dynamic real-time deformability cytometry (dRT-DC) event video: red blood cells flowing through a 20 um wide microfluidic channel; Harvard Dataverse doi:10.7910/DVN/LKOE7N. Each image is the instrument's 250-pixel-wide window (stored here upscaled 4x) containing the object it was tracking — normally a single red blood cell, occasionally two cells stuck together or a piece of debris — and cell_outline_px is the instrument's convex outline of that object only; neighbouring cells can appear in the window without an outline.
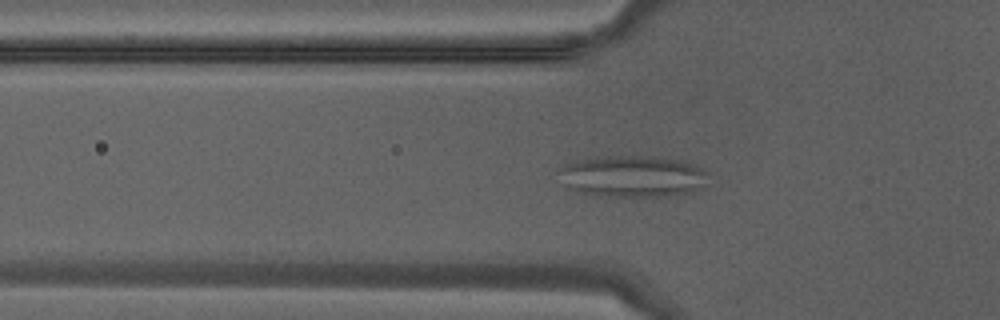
{"species": "Egyptian fruit bat (a non-hibernating species)", "species_latin": "Rousettus aegyptiacus", "temperature_condition": "warm", "stored_images_in_passage": 39, "camera_frame_rate_fps": 3000, "um_per_image_px": 0.085, "animal": {"sex": "male"}, "frame": {"image": 1, "passage_image": 12, "time_ms": 3.667, "image_size_px": [1000, 320], "cell_outline_px": [[708, 172], [704, 184], [692, 192], [664, 196], [616, 196], [584, 192], [572, 188], [568, 184], [560, 168], [564, 164], [584, 160], [608, 156], [640, 156], [680, 160], [692, 164]], "centroid_in_image_um": [53.88, 14.98], "position_along_channel_um": 71.9, "area_um2": 34.74}}
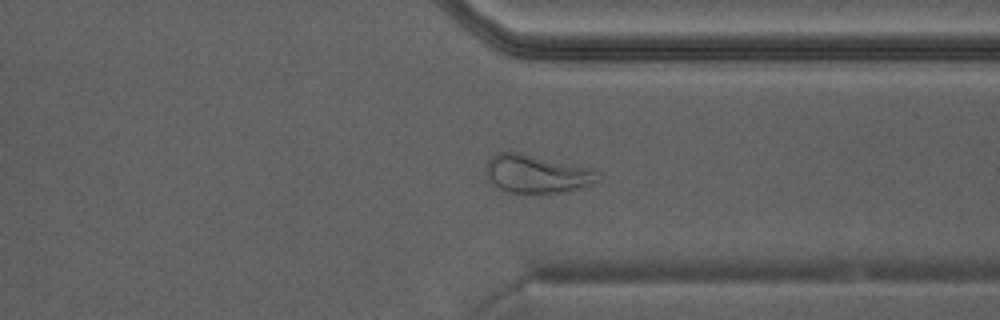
{"frame": {"image": 2, "passage_image": 30, "time_ms": 9.667, "image_size_px": [1000, 320], "cell_outline_px": [[600, 180], [584, 188], [564, 192], [540, 196], [508, 192], [500, 188], [488, 180], [484, 172], [484, 168], [488, 160], [496, 152], [520, 152], [588, 168], [596, 172], [600, 176]], "centroid_in_image_um": [45.59, 14.83], "position_along_channel_um": 365.8, "area_um2": 25.66}}
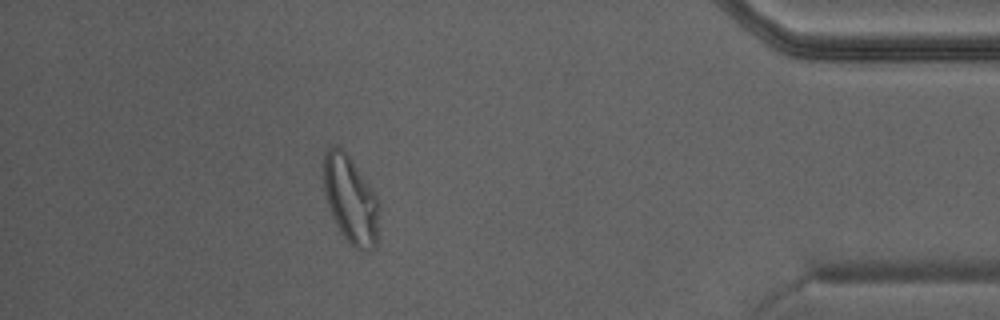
{"frame": {"image": 3, "passage_image": 35, "time_ms": 11.333, "image_size_px": [1000, 320], "cell_outline_px": [[380, 208], [376, 248], [368, 252], [364, 252], [348, 244], [340, 232], [332, 216], [324, 192], [324, 152], [328, 148], [336, 144], [348, 156], [380, 200]], "centroid_in_image_um": [29.83, 17.05], "position_along_channel_um": 405.4, "area_um2": 28.55}}